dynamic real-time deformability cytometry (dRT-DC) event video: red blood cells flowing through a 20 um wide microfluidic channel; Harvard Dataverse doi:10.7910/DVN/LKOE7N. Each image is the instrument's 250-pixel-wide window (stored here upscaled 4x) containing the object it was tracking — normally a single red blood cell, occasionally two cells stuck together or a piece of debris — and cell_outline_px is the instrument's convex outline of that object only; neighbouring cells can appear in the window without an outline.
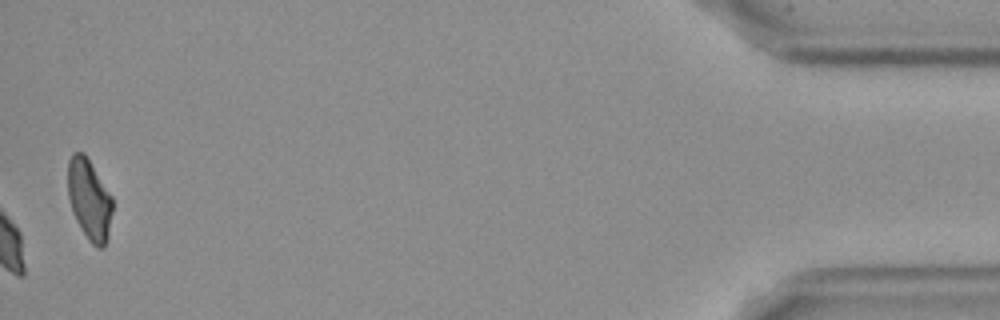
{"species": "Egyptian fruit bat (a non-hibernating species)", "species_latin": "Rousettus aegyptiacus", "temperature_condition": "cold", "stored_images_in_passage": 54, "camera_frame_rate_fps": 3000, "um_per_image_px": 0.085, "frame": {"image": 1, "passage_image": 54, "time_ms": 17.667, "image_size_px": [1000, 320], "cell_outline_px": [[112, 212], [108, 236], [104, 248], [96, 248], [88, 240], [76, 220], [72, 212], [68, 196], [68, 160], [72, 152], [84, 152], [112, 196]], "centroid_in_image_um": [7.58, 16.96], "position_along_channel_um": 427.6, "area_um2": 21.1}}